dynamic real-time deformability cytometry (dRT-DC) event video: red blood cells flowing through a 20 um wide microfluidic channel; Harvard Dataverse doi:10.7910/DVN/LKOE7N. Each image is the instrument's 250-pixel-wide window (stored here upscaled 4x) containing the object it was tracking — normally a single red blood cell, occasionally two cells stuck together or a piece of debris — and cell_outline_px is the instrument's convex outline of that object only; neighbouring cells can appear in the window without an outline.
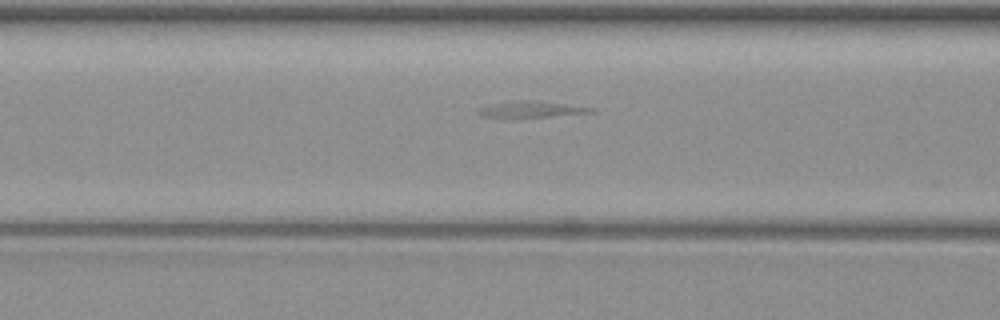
{"species": "common noctule bat (a hibernating species)", "species_latin": "Nyctalus noctula", "temperature_condition": "warm", "stored_images_in_passage": 33, "camera_frame_rate_fps": 3000, "um_per_image_px": 0.085, "animal": {"sex": "female", "body_mass_g": 19.3, "forearm_length_mm": 54.1}, "frame": {"image": 1, "passage_image": 10, "time_ms": 3.0, "image_size_px": [1000, 320], "cell_outline_px": [[596, 112], [548, 116], [484, 116], [476, 112], [480, 108], [492, 104], [512, 100], [524, 100], [564, 104], [596, 108]], "centroid_in_image_um": [45.2, 9.27], "position_along_channel_um": 121.4, "area_um2": 10.0}}
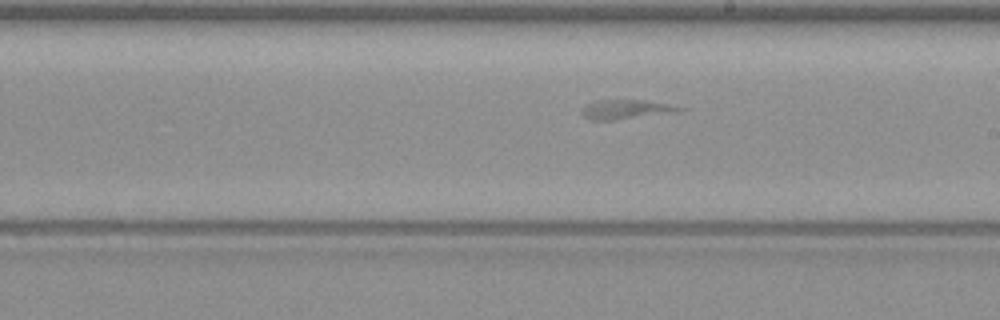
{"frame": {"image": 2, "passage_image": 19, "time_ms": 6.0, "image_size_px": [1000, 320], "cell_outline_px": [[688, 108], [668, 112], [612, 120], [588, 120], [584, 116], [584, 108], [588, 104], [596, 100], [644, 100]], "centroid_in_image_um": [53.12, 9.28], "position_along_channel_um": 235.9, "area_um2": 10.35}}
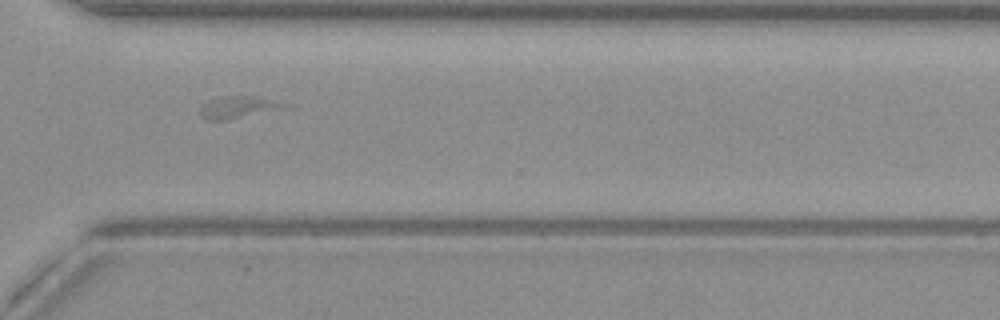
{"frame": {"image": 3, "passage_image": 28, "time_ms": 9.0, "image_size_px": [1000, 320], "cell_outline_px": [[292, 108], [224, 120], [208, 120], [200, 116], [200, 108], [208, 100], [220, 96], [252, 96], [288, 104]], "centroid_in_image_um": [20.27, 9.12], "position_along_channel_um": 350.3, "area_um2": 10.92}}